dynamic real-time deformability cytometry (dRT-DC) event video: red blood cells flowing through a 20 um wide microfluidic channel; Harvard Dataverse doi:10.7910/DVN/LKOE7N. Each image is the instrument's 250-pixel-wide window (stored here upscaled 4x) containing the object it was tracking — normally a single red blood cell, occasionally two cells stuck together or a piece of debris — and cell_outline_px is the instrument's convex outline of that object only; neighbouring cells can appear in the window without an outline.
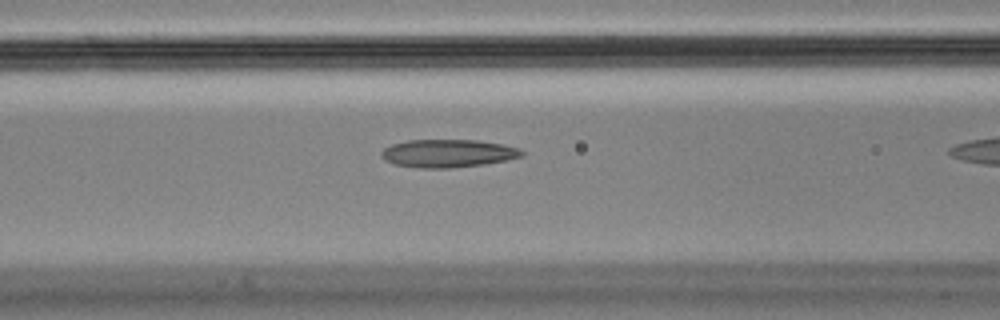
{"species": "Egyptian fruit bat (a non-hibernating species)", "species_latin": "Rousettus aegyptiacus", "temperature_condition": "cold", "stored_images_in_passage": 16, "camera_frame_rate_fps": 3000, "um_per_image_px": 0.085, "animal": {"sex": "male"}, "frame": {"image": 1, "passage_image": 14, "time_ms": 4.333, "image_size_px": [1000, 320], "cell_outline_px": [[524, 156], [508, 160], [484, 164], [448, 168], [420, 168], [396, 164], [384, 160], [380, 156], [380, 152], [384, 148], [392, 144], [408, 140], [476, 140], [500, 144], [520, 148], [524, 152]], "centroid_in_image_um": [38.08, 13.03], "position_along_channel_um": 128.5, "area_um2": 22.89}}